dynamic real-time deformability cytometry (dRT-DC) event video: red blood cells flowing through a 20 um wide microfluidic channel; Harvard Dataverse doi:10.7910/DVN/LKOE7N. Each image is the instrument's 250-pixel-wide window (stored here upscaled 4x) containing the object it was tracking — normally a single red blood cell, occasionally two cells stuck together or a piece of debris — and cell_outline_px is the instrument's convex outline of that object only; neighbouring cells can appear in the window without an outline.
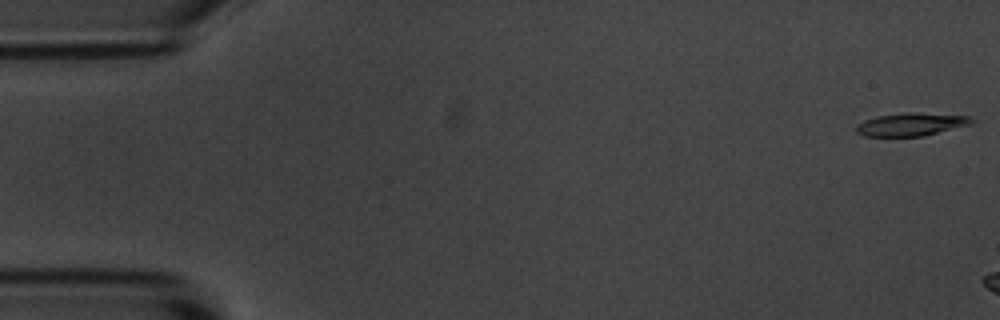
{"species": "common noctule bat (a hibernating species)", "species_latin": "Nyctalus noctula", "temperature_condition": "room temperature", "stored_images_in_passage": 2, "camera_frame_rate_fps": 3000, "um_per_image_px": 0.085, "animal": {"sex": "male", "body_mass_g": 20.1, "forearm_length_mm": 53.5}, "frame": {"image": 1, "passage_image": 1, "time_ms": 0.0, "image_size_px": [1000, 320], "cell_outline_px": [[972, 124], [924, 136], [864, 136], [856, 132], [856, 124], [864, 120], [876, 116], [904, 112], [912, 112], [972, 116]], "centroid_in_image_um": [77.43, 10.56], "position_along_channel_um": 7.6, "area_um2": 15.55}}